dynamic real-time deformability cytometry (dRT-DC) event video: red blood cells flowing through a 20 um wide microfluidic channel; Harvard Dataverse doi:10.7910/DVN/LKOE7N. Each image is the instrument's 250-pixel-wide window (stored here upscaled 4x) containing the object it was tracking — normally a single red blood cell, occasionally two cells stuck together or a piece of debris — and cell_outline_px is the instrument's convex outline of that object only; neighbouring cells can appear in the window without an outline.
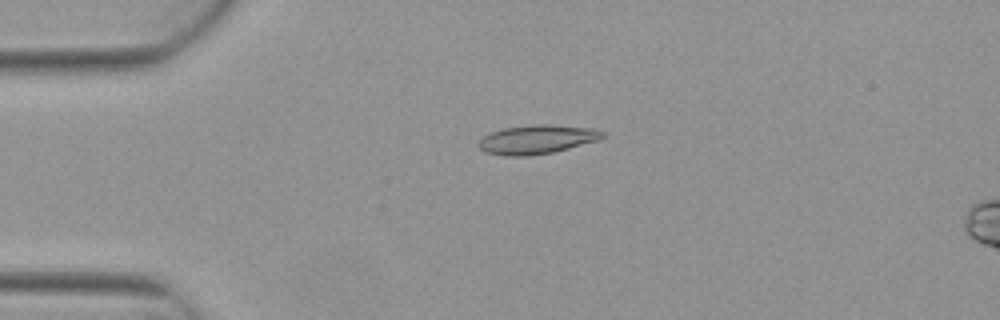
{"species": "Egyptian fruit bat (a non-hibernating species)", "species_latin": "Rousettus aegyptiacus", "temperature_condition": "warm", "stored_images_in_passage": 4, "segment_of_instrument_passage": [1, 2], "camera_frame_rate_fps": 3000, "um_per_image_px": 0.085, "animal": {"sex": "female"}, "frame": {"image": 1, "passage_image": 2, "time_ms": 0.333, "image_size_px": [1000, 320], "cell_outline_px": [[604, 136], [596, 140], [568, 148], [552, 152], [528, 156], [504, 156], [484, 152], [476, 144], [484, 136], [492, 132], [504, 128], [532, 124], [548, 124], [596, 128], [604, 132]], "centroid_in_image_um": [45.61, 11.84], "position_along_channel_um": 39.4, "area_um2": 20.87}}